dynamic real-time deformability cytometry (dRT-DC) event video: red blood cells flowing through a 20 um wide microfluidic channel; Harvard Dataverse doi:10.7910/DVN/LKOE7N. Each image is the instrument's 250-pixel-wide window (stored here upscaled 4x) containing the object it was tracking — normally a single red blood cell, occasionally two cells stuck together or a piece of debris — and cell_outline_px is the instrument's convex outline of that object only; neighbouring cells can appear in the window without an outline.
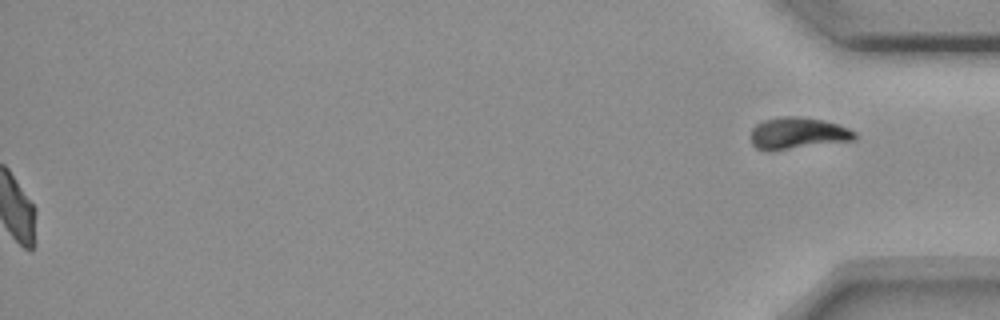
{"species": "common noctule bat (a hibernating species)", "species_latin": "Nyctalus noctula", "temperature_condition": "room temperature", "stored_images_in_passage": 56, "segment_of_instrument_passage": [2, 2], "camera_frame_rate_fps": 3000, "um_per_image_px": 0.085, "animal": {"sex": "female", "body_mass_g": 18.4}, "frame": {"image": 1, "passage_image": 56, "time_ms": 18.333, "image_size_px": [1000, 320], "cell_outline_px": [[856, 140], [768, 152], [756, 148], [752, 144], [752, 128], [756, 124], [764, 120], [784, 116], [800, 116], [824, 120], [848, 128], [856, 132]], "centroid_in_image_um": [67.81, 11.34], "position_along_channel_um": 367.4, "area_um2": 19.42}}